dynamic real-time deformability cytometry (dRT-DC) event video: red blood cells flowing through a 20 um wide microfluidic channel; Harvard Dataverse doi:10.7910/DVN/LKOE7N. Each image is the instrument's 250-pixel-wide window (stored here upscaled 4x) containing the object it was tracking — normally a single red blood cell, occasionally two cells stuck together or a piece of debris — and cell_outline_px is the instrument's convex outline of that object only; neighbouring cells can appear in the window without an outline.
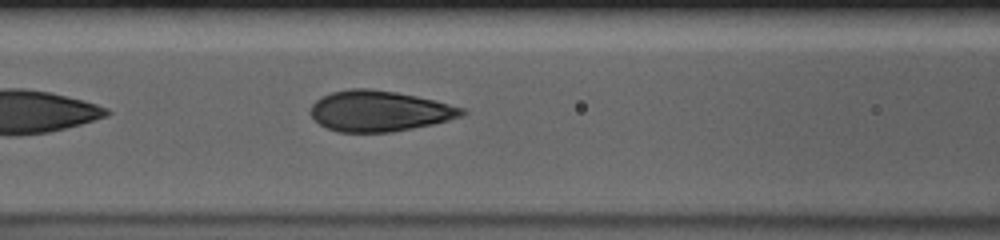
{"species": "human", "species_latin": "Homo sapiens", "temperature_condition": "cold", "stored_images_in_passage": 25, "camera_frame_rate_fps": 3000, "um_per_image_px": 0.085, "donor": {"sex": "male"}, "frame": {"image": 1, "passage_image": 8, "time_ms": 2.333, "image_size_px": [1000, 240], "cell_outline_px": [[468, 112], [464, 116], [432, 124], [392, 132], [340, 132], [328, 128], [320, 124], [308, 112], [312, 104], [320, 96], [332, 92], [352, 88], [368, 88], [396, 92], [416, 96], [464, 108]], "centroid_in_image_um": [32.23, 9.43], "position_along_channel_um": 134.4, "area_um2": 35.84}}